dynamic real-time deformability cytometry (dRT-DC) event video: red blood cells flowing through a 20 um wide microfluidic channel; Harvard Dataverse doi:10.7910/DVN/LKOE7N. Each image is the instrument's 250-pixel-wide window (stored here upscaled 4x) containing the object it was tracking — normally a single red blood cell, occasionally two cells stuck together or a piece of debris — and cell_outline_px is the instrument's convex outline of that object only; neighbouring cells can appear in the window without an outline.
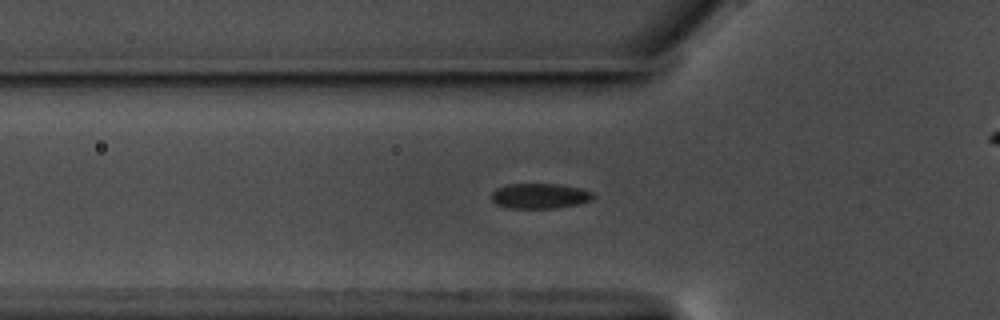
{"species": "common noctule bat (a hibernating species)", "species_latin": "Nyctalus noctula", "temperature_condition": "warm", "stored_images_in_passage": 48, "camera_frame_rate_fps": 3000, "um_per_image_px": 0.085, "animal": {"sex": "male", "body_mass_g": 17.5, "forearm_length_mm": 52.3}, "frame": {"image": 1, "passage_image": 9, "time_ms": 2.667, "image_size_px": [1000, 320], "cell_outline_px": [[596, 196], [592, 200], [576, 204], [556, 208], [508, 208], [496, 204], [492, 200], [492, 192], [496, 188], [508, 184], [560, 184], [580, 188], [592, 192]], "centroid_in_image_um": [45.88, 16.65], "position_along_channel_um": 79.9, "area_um2": 14.97}}
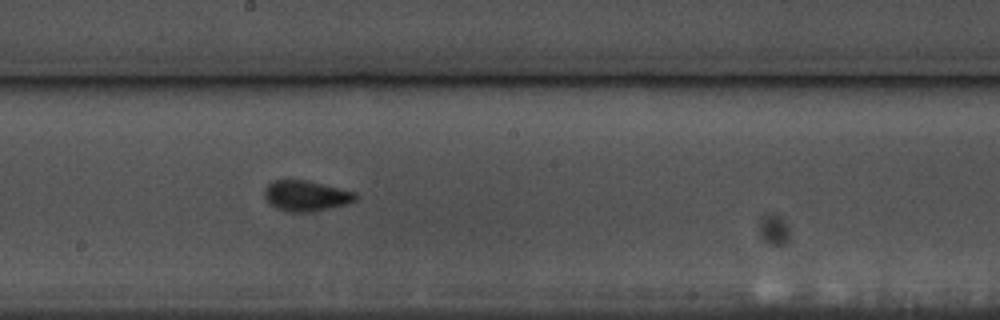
{"frame": {"image": 2, "passage_image": 21, "time_ms": 6.667, "image_size_px": [1000, 320], "cell_outline_px": [[360, 196], [356, 200], [348, 204], [312, 212], [288, 212], [276, 208], [264, 196], [264, 188], [272, 180], [304, 180], [356, 192]], "centroid_in_image_um": [26.04, 16.65], "position_along_channel_um": 222.2, "area_um2": 16.24}}
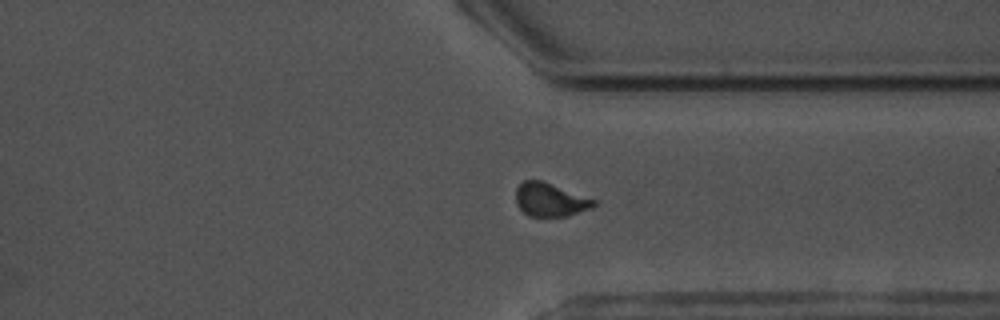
{"frame": {"image": 3, "passage_image": 33, "time_ms": 10.667, "image_size_px": [1000, 320], "cell_outline_px": [[596, 204], [592, 208], [568, 216], [528, 216], [516, 204], [516, 188], [524, 180], [544, 180], [596, 200]], "centroid_in_image_um": [46.77, 16.97], "position_along_channel_um": 364.6, "area_um2": 15.32}, "authors_computed_cell_mechanics": {"area_um2": 15.1436, "velocity_mm_per_s": 3.5602, "shape_relaxation_time_tau1_ms": 2.6584, "shape_relaxation_time_tau2_ms": 1.1943, "deformation_change_tau1": 0.1061, "deformation_change_tau2": 0.047}}